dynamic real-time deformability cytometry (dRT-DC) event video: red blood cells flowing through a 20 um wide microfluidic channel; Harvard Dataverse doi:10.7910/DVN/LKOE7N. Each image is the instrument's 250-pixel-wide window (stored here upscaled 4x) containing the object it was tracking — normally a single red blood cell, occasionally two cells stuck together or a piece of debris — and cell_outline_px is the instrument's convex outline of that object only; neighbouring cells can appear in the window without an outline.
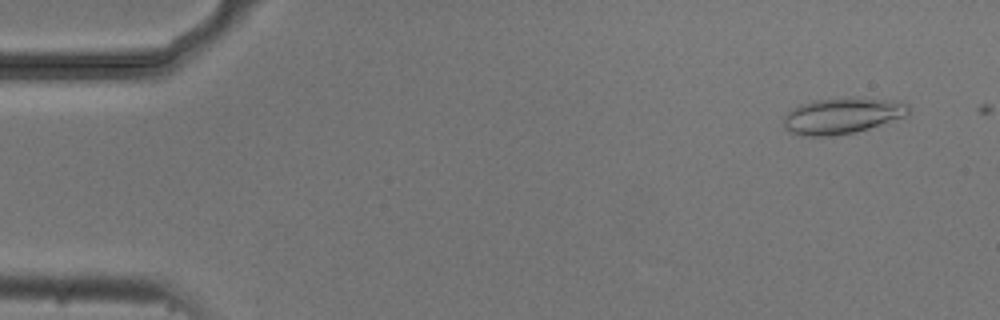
{"species": "common noctule bat (a hibernating species)", "species_latin": "Nyctalus noctula", "temperature_condition": "cold", "stored_images_in_passage": 5, "camera_frame_rate_fps": 3000, "um_per_image_px": 0.085, "animal": {"sex": "male", "body_mass_g": 20.5, "forearm_length_mm": 52.5}, "frame": {"image": 1, "passage_image": 4, "time_ms": 1.0, "image_size_px": [1000, 320], "cell_outline_px": [[908, 116], [856, 132], [832, 136], [804, 136], [792, 132], [784, 128], [784, 116], [792, 108], [800, 104], [816, 100], [844, 96], [856, 96], [884, 100], [908, 104]], "centroid_in_image_um": [71.57, 9.83], "position_along_channel_um": 13.4, "area_um2": 26.41}}